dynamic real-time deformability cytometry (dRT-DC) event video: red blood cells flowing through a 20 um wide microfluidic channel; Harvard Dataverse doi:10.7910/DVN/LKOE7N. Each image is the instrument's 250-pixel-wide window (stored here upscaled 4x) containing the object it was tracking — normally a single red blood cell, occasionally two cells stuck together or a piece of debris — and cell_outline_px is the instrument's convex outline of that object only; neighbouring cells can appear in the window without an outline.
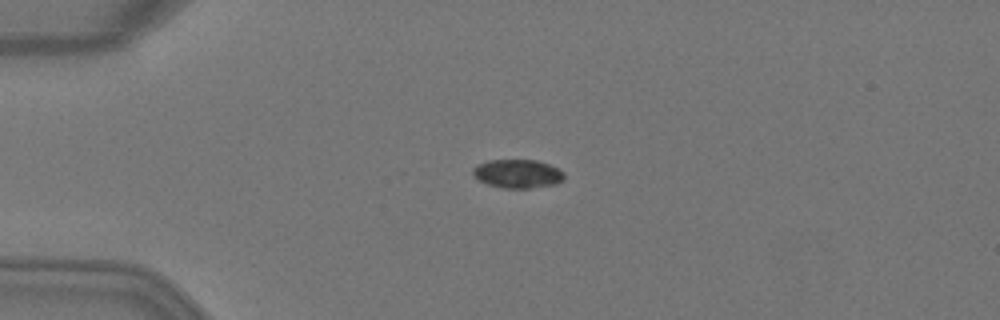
{"species": "Egyptian fruit bat (a non-hibernating species)", "species_latin": "Rousettus aegyptiacus", "temperature_condition": "warm", "stored_images_in_passage": 6, "camera_frame_rate_fps": 3000, "um_per_image_px": 0.085, "animal": {"sex": "female"}, "frame": {"image": 1, "passage_image": 2, "time_ms": 0.333, "image_size_px": [1000, 320], "cell_outline_px": [[564, 180], [556, 184], [528, 188], [504, 188], [488, 184], [480, 180], [472, 172], [472, 168], [488, 160], [536, 160], [548, 164], [564, 172]], "centroid_in_image_um": [44.02, 14.76], "position_along_channel_um": 41.0, "area_um2": 15.03}}